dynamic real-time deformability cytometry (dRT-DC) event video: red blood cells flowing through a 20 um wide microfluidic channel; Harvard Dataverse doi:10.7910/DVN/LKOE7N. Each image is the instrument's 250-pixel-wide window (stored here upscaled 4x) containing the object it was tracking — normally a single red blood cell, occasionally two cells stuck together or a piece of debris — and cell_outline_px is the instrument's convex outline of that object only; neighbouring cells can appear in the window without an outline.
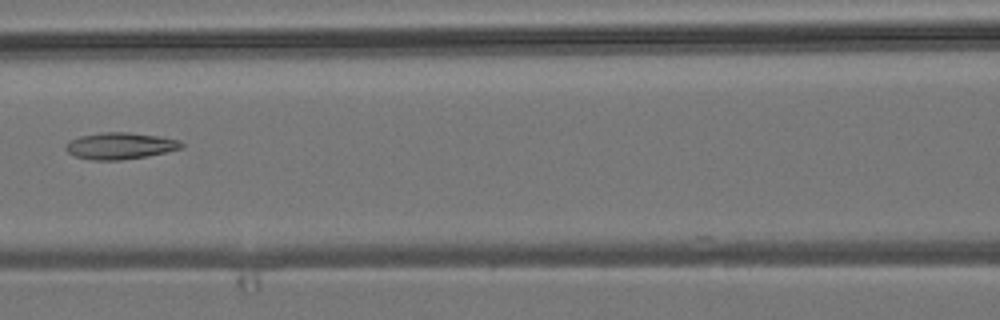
{"species": "common noctule bat (a hibernating species)", "species_latin": "Nyctalus noctula", "temperature_condition": "room temperature", "stored_images_in_passage": 7, "camera_frame_rate_fps": 3000, "um_per_image_px": 0.085, "animal": {"sex": "male", "body_mass_g": 19.2, "forearm_length_mm": 51.8}, "frame": {"image": 1, "passage_image": 7, "time_ms": 7.0, "image_size_px": [1000, 320], "cell_outline_px": [[184, 144], [180, 148], [148, 156], [120, 160], [92, 160], [76, 156], [68, 152], [64, 148], [68, 140], [80, 136], [104, 132], [128, 132], [160, 136], [180, 140]], "centroid_in_image_um": [10.19, 12.39], "position_along_channel_um": 156.4, "area_um2": 17.92}}